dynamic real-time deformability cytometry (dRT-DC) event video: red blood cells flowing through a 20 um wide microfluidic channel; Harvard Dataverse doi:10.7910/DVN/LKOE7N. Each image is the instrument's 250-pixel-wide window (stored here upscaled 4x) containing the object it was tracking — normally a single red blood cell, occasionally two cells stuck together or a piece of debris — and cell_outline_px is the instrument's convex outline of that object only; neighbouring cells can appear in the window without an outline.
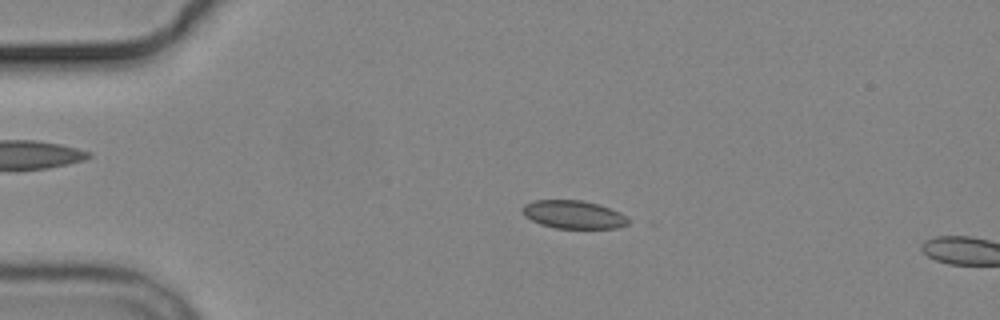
{"species": "common noctule bat (a hibernating species)", "species_latin": "Nyctalus noctula", "temperature_condition": "cold", "stored_images_in_passage": 4, "camera_frame_rate_fps": 3000, "um_per_image_px": 0.085, "animal": {"sex": "male", "body_mass_g": 19.2, "forearm_length_mm": 51.8}, "frame": {"image": 1, "passage_image": 3, "time_ms": 2.667, "image_size_px": [1000, 320], "cell_outline_px": [[628, 224], [616, 228], [556, 228], [540, 224], [524, 216], [520, 208], [524, 204], [536, 200], [580, 200], [596, 204], [620, 212], [628, 216]], "centroid_in_image_um": [48.72, 18.24], "position_along_channel_um": 36.3, "area_um2": 17.28}}